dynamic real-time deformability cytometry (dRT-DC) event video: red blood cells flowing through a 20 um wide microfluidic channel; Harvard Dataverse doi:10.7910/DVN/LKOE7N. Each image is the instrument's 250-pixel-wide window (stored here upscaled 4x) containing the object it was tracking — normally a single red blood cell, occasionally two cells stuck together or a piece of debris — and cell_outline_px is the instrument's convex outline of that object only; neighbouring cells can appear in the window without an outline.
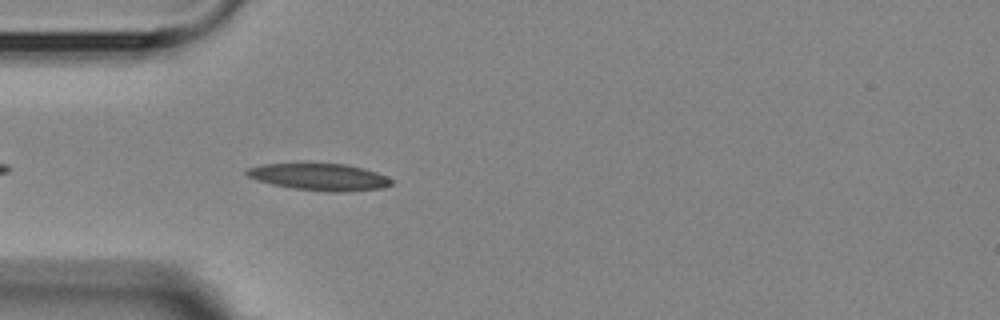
{"species": "Egyptian fruit bat (a non-hibernating species)", "species_latin": "Rousettus aegyptiacus", "temperature_condition": "room temperature", "stored_images_in_passage": 4, "camera_frame_rate_fps": 3000, "um_per_image_px": 0.085, "animal": {"sex": "female"}, "frame": {"image": 1, "passage_image": 4, "time_ms": 4.0, "image_size_px": [1000, 320], "cell_outline_px": [[392, 184], [384, 188], [340, 192], [332, 192], [296, 188], [272, 184], [256, 180], [248, 176], [244, 172], [248, 168], [264, 164], [348, 164], [364, 168], [376, 172], [392, 180]], "centroid_in_image_um": [27.17, 15.04], "position_along_channel_um": 57.8, "area_um2": 22.37}}